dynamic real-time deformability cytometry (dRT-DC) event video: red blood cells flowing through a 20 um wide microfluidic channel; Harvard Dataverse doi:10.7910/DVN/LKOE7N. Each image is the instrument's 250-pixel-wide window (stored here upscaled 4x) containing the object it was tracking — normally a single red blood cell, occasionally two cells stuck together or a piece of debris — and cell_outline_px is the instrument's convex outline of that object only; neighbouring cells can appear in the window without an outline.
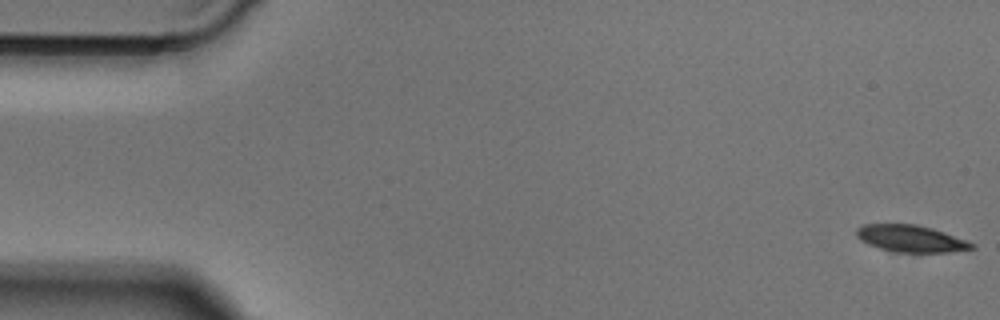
{"species": "Egyptian fruit bat (a non-hibernating species)", "species_latin": "Rousettus aegyptiacus", "temperature_condition": "cold", "stored_images_in_passage": 8, "camera_frame_rate_fps": 3000, "um_per_image_px": 0.085, "animal": {"sex": "male"}, "frame": {"image": 1, "passage_image": 1, "time_ms": 0.0, "image_size_px": [1000, 320], "cell_outline_px": [[976, 248], [948, 252], [896, 252], [880, 248], [868, 244], [860, 240], [856, 236], [856, 228], [864, 224], [916, 224], [932, 228], [968, 240], [976, 244]], "centroid_in_image_um": [77.44, 20.28], "position_along_channel_um": 7.6, "area_um2": 18.15}}